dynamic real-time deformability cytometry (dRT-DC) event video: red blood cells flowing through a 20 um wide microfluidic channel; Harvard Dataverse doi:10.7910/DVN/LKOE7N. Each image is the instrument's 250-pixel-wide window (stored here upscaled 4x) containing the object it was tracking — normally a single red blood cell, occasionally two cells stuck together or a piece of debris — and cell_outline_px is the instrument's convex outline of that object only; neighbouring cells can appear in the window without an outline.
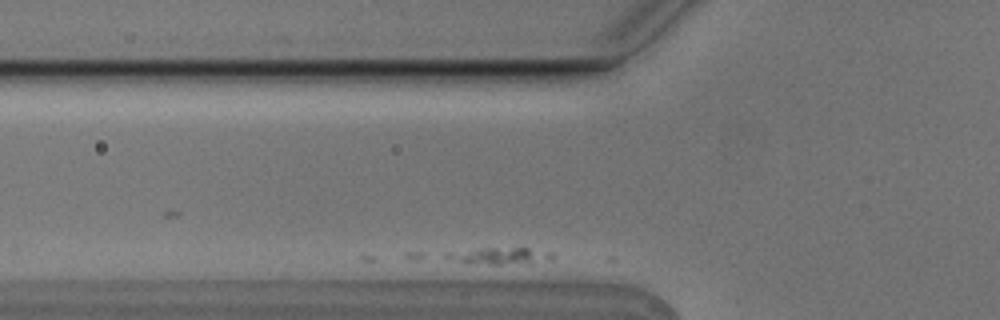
{"species": "Egyptian fruit bat (a non-hibernating species)", "species_latin": "Rousettus aegyptiacus", "temperature_condition": "cold", "stored_images_in_passage": 4, "camera_frame_rate_fps": 3000, "um_per_image_px": 0.085, "animal": {"sex": "male"}, "frame": {"image": 1, "passage_image": 3, "time_ms": 0.667, "image_size_px": [1000, 320], "cell_outline_px": [[556, 256], [552, 260], [532, 264], [464, 264], [444, 256], [444, 252], [480, 248], [528, 248], [552, 252]], "centroid_in_image_um": [42.53, 21.77], "position_along_channel_um": 83.3, "area_um2": 10.87}}